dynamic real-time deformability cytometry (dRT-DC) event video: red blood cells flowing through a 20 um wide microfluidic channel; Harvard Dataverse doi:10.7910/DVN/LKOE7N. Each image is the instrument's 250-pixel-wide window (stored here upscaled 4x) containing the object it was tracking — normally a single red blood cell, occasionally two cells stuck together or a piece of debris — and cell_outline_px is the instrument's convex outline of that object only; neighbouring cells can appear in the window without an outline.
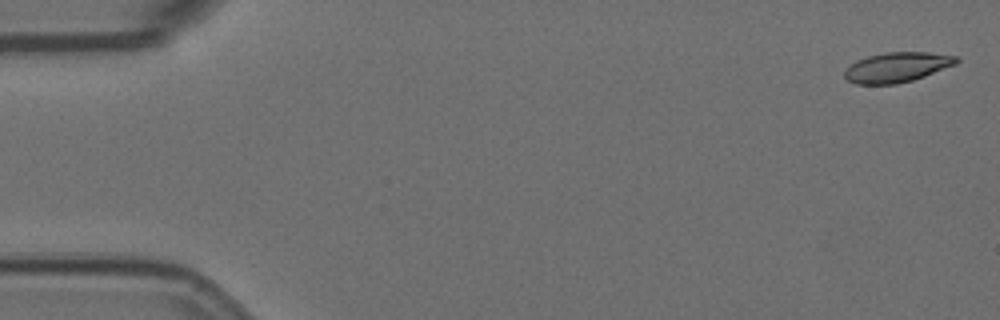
{"species": "Egyptian fruit bat (a non-hibernating species)", "species_latin": "Rousettus aegyptiacus", "temperature_condition": "room temperature", "stored_images_in_passage": 6, "camera_frame_rate_fps": 3000, "um_per_image_px": 0.085, "animal": {"sex": "female"}, "frame": {"image": 1, "passage_image": 1, "time_ms": 0.0, "image_size_px": [1000, 320], "cell_outline_px": [[960, 60], [956, 64], [924, 76], [912, 80], [896, 84], [856, 84], [848, 80], [844, 76], [844, 72], [856, 60], [868, 56], [884, 52], [928, 52], [956, 56]], "centroid_in_image_um": [76.25, 5.71], "position_along_channel_um": 8.8, "area_um2": 19.36}}
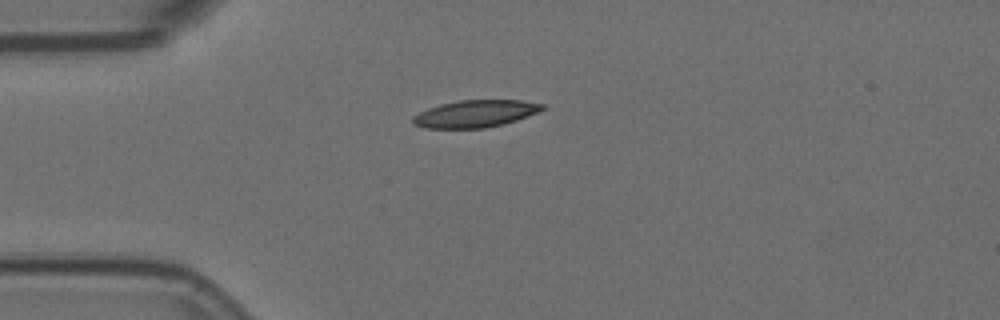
{"frame": {"image": 2, "passage_image": 4, "time_ms": 1.0, "image_size_px": [1000, 320], "cell_outline_px": [[544, 108], [536, 112], [516, 120], [504, 124], [484, 128], [424, 128], [412, 124], [412, 116], [428, 108], [440, 104], [460, 100], [520, 100], [544, 104]], "centroid_in_image_um": [40.35, 9.67], "position_along_channel_um": 44.7, "area_um2": 20.4}}
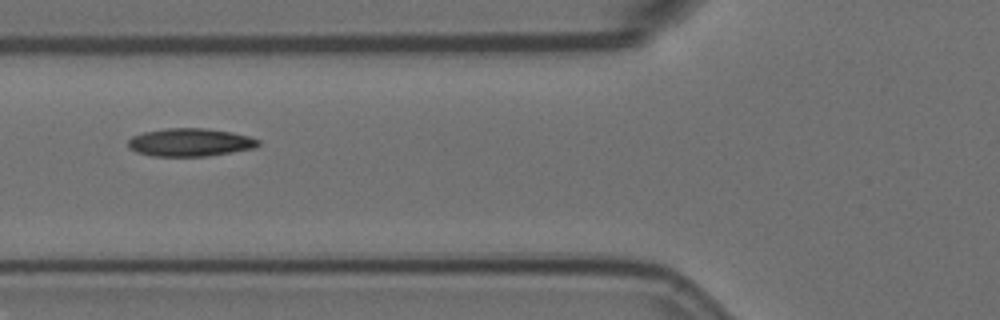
{"frame": {"image": 3, "passage_image": 6, "time_ms": 1.667, "image_size_px": [1000, 320], "cell_outline_px": [[260, 144], [256, 148], [208, 156], [152, 156], [136, 152], [128, 148], [128, 140], [132, 136], [144, 132], [168, 128], [204, 128], [232, 132], [248, 136], [260, 140]], "centroid_in_image_um": [16.16, 12.1], "position_along_channel_um": 109.6, "area_um2": 21.33}}